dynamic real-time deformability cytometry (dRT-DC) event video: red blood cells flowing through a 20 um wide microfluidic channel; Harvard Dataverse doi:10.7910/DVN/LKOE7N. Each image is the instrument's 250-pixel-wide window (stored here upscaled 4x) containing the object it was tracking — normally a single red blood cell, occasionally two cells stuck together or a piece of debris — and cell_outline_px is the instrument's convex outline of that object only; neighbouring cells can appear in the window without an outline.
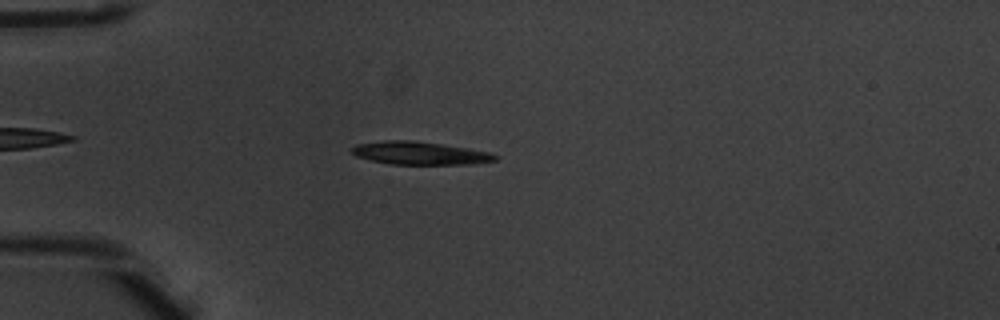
{"species": "common noctule bat (a hibernating species)", "species_latin": "Nyctalus noctula", "temperature_condition": "warm", "stored_images_in_passage": 6, "camera_frame_rate_fps": 3000, "um_per_image_px": 0.085, "animal": {"sex": "male", "body_mass_g": 20.1, "forearm_length_mm": 53.5}, "frame": {"image": 1, "passage_image": 5, "time_ms": 1.333, "image_size_px": [1000, 320], "cell_outline_px": [[500, 156], [496, 160], [472, 164], [392, 164], [372, 160], [356, 156], [348, 148], [356, 144], [384, 140], [412, 140], [468, 148], [488, 152]], "centroid_in_image_um": [35.66, 13.01], "position_along_channel_um": 49.3, "area_um2": 19.13}}